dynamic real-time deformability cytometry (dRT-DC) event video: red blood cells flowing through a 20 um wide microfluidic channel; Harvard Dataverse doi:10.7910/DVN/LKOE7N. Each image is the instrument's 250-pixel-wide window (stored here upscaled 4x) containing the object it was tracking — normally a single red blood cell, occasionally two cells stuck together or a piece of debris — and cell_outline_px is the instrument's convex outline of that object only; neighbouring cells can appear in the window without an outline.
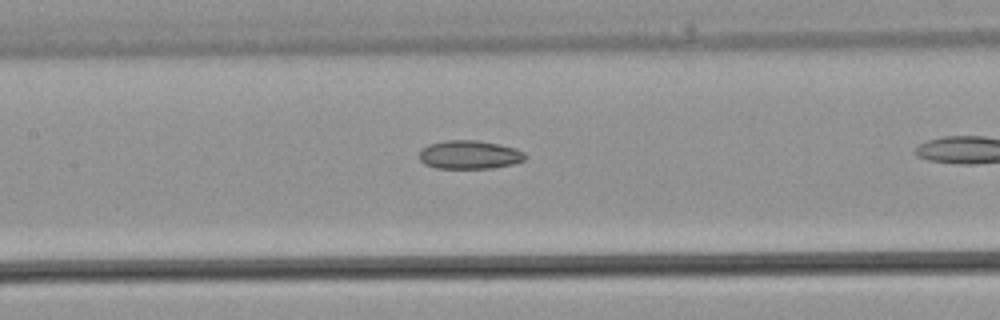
{"species": "common noctule bat (a hibernating species)", "species_latin": "Nyctalus noctula", "temperature_condition": "warm", "stored_images_in_passage": 17, "camera_frame_rate_fps": 3000, "um_per_image_px": 0.085, "animal": {"sex": "male", "body_mass_g": 21.5, "forearm_length_mm": 52.0}, "frame": {"image": 1, "passage_image": 6, "time_ms": 1.667, "image_size_px": [1000, 320], "cell_outline_px": [[528, 156], [524, 160], [512, 164], [492, 168], [436, 168], [424, 164], [420, 160], [420, 148], [428, 144], [448, 140], [476, 140], [516, 148], [524, 152]], "centroid_in_image_um": [39.89, 13.15], "position_along_channel_um": 167.5, "area_um2": 17.63}}
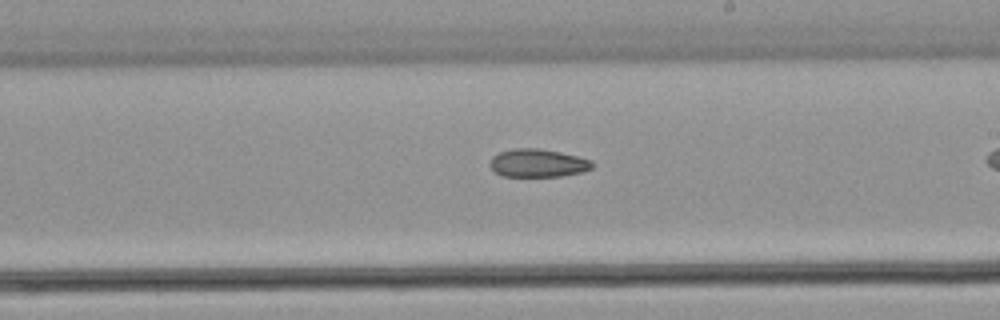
{"frame": {"image": 2, "passage_image": 10, "time_ms": 3.0, "image_size_px": [1000, 320], "cell_outline_px": [[592, 168], [580, 172], [560, 176], [504, 176], [496, 172], [492, 168], [492, 156], [500, 152], [512, 148], [540, 148], [560, 152], [592, 160]], "centroid_in_image_um": [45.72, 13.85], "position_along_channel_um": 243.3, "area_um2": 16.47}}